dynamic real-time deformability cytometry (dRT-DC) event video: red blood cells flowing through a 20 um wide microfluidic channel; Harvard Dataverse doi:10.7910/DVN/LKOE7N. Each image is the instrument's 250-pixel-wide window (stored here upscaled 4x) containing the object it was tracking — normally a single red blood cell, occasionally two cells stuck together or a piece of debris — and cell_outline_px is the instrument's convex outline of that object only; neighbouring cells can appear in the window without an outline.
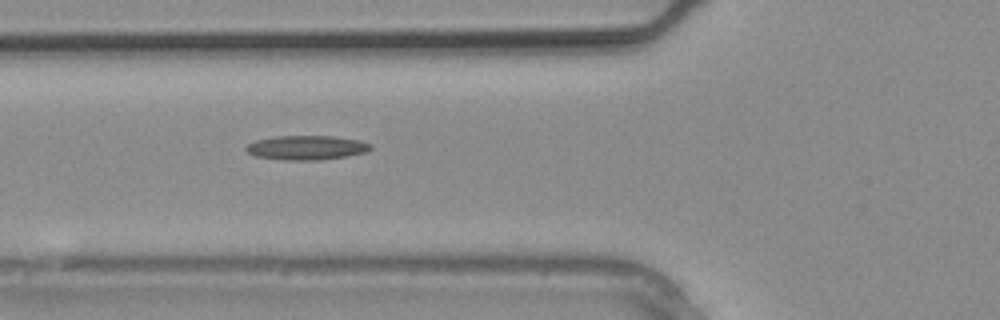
{"species": "common noctule bat (a hibernating species)", "species_latin": "Nyctalus noctula", "temperature_condition": "warm", "stored_images_in_passage": 8, "camera_frame_rate_fps": 3000, "um_per_image_px": 0.085, "animal": {"sex": "male", "body_mass_g": 20.4}, "frame": {"image": 1, "passage_image": 8, "time_ms": 2.333, "image_size_px": [1000, 320], "cell_outline_px": [[372, 148], [368, 152], [348, 156], [320, 160], [280, 160], [256, 156], [248, 152], [244, 148], [248, 144], [256, 140], [276, 136], [332, 136], [360, 140], [372, 144]], "centroid_in_image_um": [26.09, 12.55], "position_along_channel_um": 99.7, "area_um2": 17.8}}